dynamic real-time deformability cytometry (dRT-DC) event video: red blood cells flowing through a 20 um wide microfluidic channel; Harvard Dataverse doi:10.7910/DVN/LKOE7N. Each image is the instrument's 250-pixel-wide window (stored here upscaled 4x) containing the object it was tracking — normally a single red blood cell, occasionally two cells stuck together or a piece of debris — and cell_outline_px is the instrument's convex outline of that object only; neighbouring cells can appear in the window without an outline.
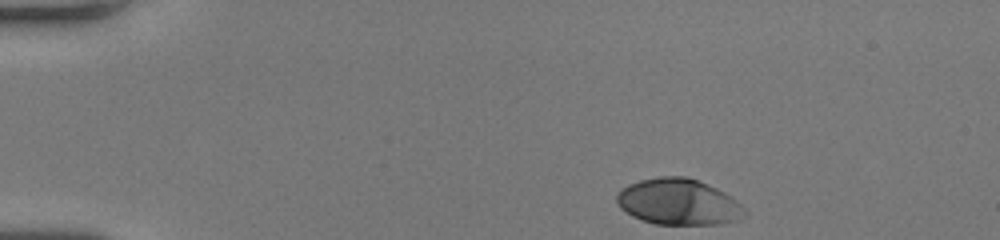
{"species": "human", "species_latin": "Homo sapiens", "temperature_condition": "room temperature", "stored_images_in_passage": 44, "camera_frame_rate_fps": 3000, "um_per_image_px": 0.085, "donor": {"sex": "female"}, "frame": {"image": 1, "passage_image": 1, "time_ms": 0.0, "image_size_px": [1000, 240], "cell_outline_px": [[748, 212], [736, 220], [720, 224], [656, 224], [632, 216], [620, 208], [616, 200], [616, 192], [620, 188], [628, 184], [640, 180], [660, 176], [688, 176], [716, 188], [724, 192], [736, 200]], "centroid_in_image_um": [57.64, 17.15], "position_along_channel_um": 27.4, "area_um2": 34.39}}
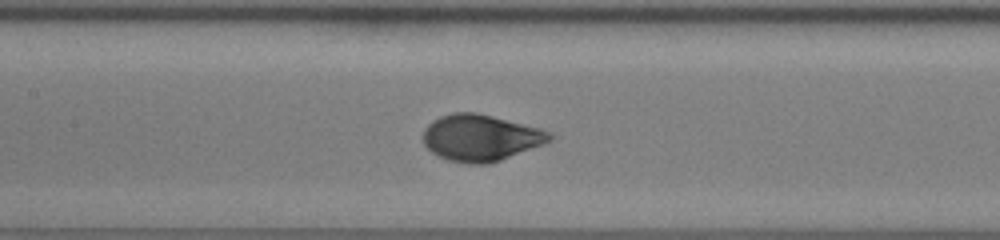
{"frame": {"image": 2, "passage_image": 18, "time_ms": 5.667, "image_size_px": [1000, 240], "cell_outline_px": [[552, 140], [544, 144], [492, 164], [468, 164], [448, 160], [432, 152], [424, 144], [424, 128], [432, 120], [440, 116], [452, 112], [476, 112], [540, 128], [548, 132], [552, 136]], "centroid_in_image_um": [40.85, 11.72], "position_along_channel_um": 166.5, "area_um2": 34.33}}
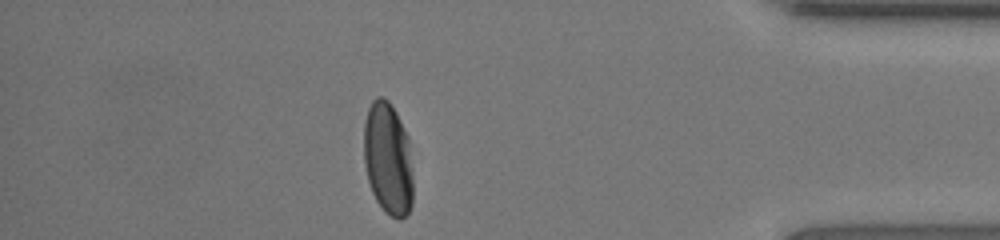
{"frame": {"image": 3, "passage_image": 38, "time_ms": 12.333, "image_size_px": [1000, 240], "cell_outline_px": [[412, 204], [408, 212], [400, 220], [384, 212], [376, 200], [372, 192], [368, 180], [364, 164], [364, 124], [368, 108], [372, 100], [376, 96], [384, 96], [388, 100], [396, 112], [408, 136], [412, 180]], "centroid_in_image_um": [32.96, 13.47], "position_along_channel_um": 402.2, "area_um2": 32.37}, "authors_computed_cell_mechanics": {"area_um2": 33.813, "velocity_mm_per_s": 4.0393, "shape_relaxation_time_tau1_ms": 2.4658, "shape_relaxation_time_tau2_ms": null, "deformation_change_tau1": 0.1759, "deformation_change_tau2": null}}